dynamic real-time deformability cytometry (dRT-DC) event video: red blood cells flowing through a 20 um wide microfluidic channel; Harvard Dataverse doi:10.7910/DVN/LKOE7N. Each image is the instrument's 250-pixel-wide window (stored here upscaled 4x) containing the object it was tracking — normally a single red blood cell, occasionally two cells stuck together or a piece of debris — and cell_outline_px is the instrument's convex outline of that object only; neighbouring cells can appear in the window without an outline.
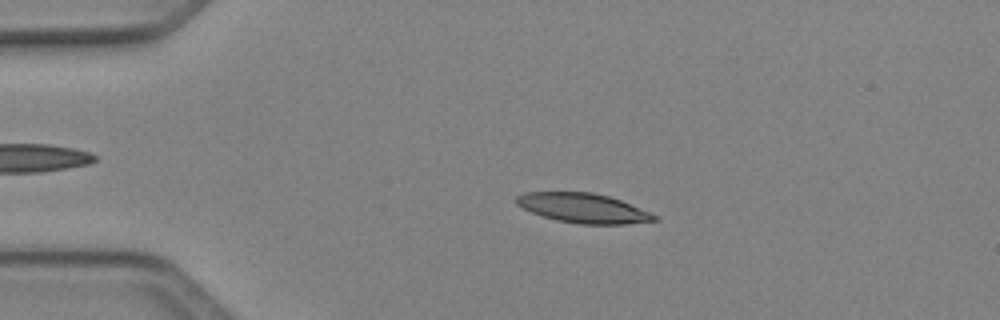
{"species": "Egyptian fruit bat (a non-hibernating species)", "species_latin": "Rousettus aegyptiacus", "temperature_condition": "cold", "stored_images_in_passage": 50, "camera_frame_rate_fps": 3000, "um_per_image_px": 0.085, "animal": {"sex": "female"}, "frame": {"image": 1, "passage_image": 11, "time_ms": 3.333, "image_size_px": [1000, 320], "cell_outline_px": [[660, 220], [624, 224], [580, 224], [556, 220], [532, 212], [516, 204], [516, 196], [524, 192], [592, 192], [608, 196], [620, 200], [648, 212], [656, 216]], "centroid_in_image_um": [49.55, 17.68], "position_along_channel_um": 35.5, "area_um2": 23.47}}
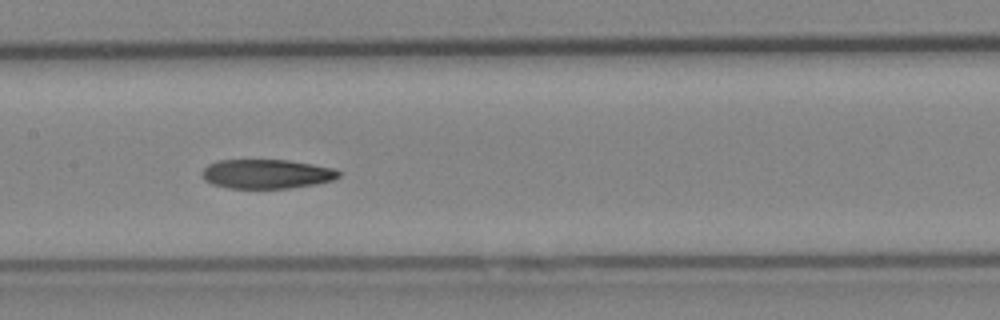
{"frame": {"image": 2, "passage_image": 25, "time_ms": 8.0, "image_size_px": [1000, 320], "cell_outline_px": [[340, 176], [332, 180], [316, 184], [288, 188], [228, 188], [212, 184], [204, 180], [200, 172], [208, 164], [216, 160], [288, 160], [312, 164], [332, 168], [340, 172]], "centroid_in_image_um": [22.61, 14.78], "position_along_channel_um": 184.8, "area_um2": 23.35}}
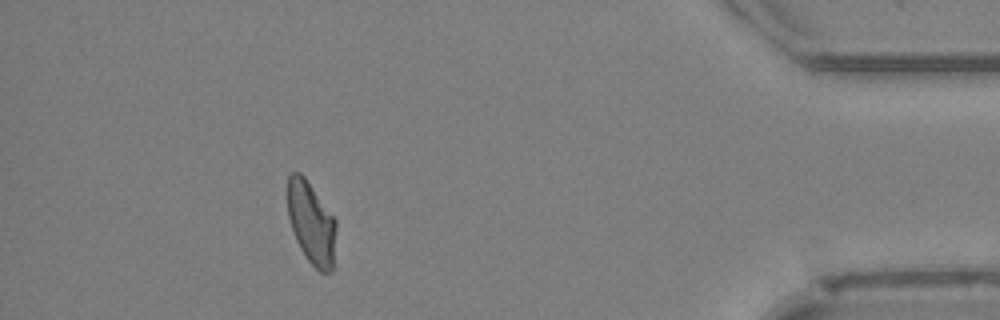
{"frame": {"image": 3, "passage_image": 45, "time_ms": 14.667, "image_size_px": [1000, 320], "cell_outline_px": [[336, 228], [332, 272], [320, 272], [308, 260], [300, 248], [296, 240], [288, 216], [288, 176], [292, 172], [300, 172], [304, 176], [336, 220]], "centroid_in_image_um": [26.46, 18.95], "position_along_channel_um": 408.7, "area_um2": 23.0}, "authors_computed_cell_mechanics": {"area_um2": 24.1026, "velocity_mm_per_s": 4.1207, "shape_relaxation_time_tau1_ms": null, "shape_relaxation_time_tau2_ms": 6.3333, "deformation_change_tau1": null, "deformation_change_tau2": 0.1451}}